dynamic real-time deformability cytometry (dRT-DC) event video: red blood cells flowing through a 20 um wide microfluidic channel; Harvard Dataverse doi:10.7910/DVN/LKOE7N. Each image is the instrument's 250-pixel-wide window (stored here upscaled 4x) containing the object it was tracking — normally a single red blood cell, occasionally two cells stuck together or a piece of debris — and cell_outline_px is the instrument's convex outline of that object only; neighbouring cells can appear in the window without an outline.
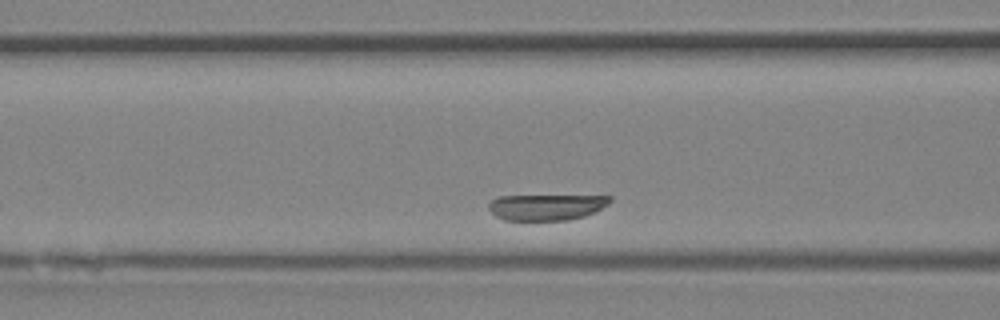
{"species": "Egyptian fruit bat (a non-hibernating species)", "species_latin": "Rousettus aegyptiacus", "temperature_condition": "room temperature", "stored_images_in_passage": 3, "camera_frame_rate_fps": 3000, "um_per_image_px": 0.085, "animal": {"sex": "female"}, "frame": {"image": 1, "passage_image": 3, "time_ms": 0.667, "image_size_px": [1000, 320], "cell_outline_px": [[612, 200], [608, 204], [584, 216], [568, 220], [504, 220], [496, 216], [488, 208], [488, 204], [496, 196], [612, 196]], "centroid_in_image_um": [46.4, 17.6], "position_along_channel_um": 120.2, "area_um2": 18.21}}